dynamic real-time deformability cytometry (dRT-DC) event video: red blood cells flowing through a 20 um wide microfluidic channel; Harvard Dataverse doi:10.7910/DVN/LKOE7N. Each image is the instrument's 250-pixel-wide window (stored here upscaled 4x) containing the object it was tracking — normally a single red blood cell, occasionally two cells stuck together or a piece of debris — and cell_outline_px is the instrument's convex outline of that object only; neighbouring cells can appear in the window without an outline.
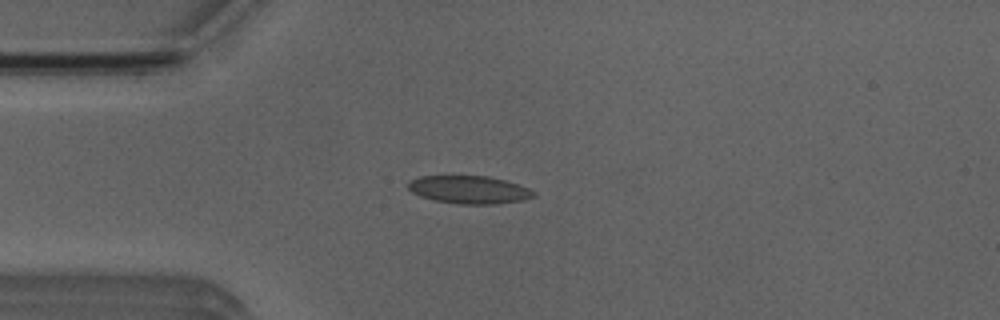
{"species": "Egyptian fruit bat (a non-hibernating species)", "species_latin": "Rousettus aegyptiacus", "temperature_condition": "room temperature", "stored_images_in_passage": 42, "camera_frame_rate_fps": 3000, "um_per_image_px": 0.085, "animal": {"sex": "male"}, "frame": {"image": 1, "passage_image": 4, "time_ms": 1.0, "image_size_px": [1000, 320], "cell_outline_px": [[536, 196], [524, 200], [496, 204], [460, 204], [436, 200], [420, 196], [412, 192], [408, 188], [408, 180], [420, 176], [488, 176], [504, 180], [528, 188], [536, 192]], "centroid_in_image_um": [39.88, 16.12], "position_along_channel_um": 45.1, "area_um2": 20.35}}
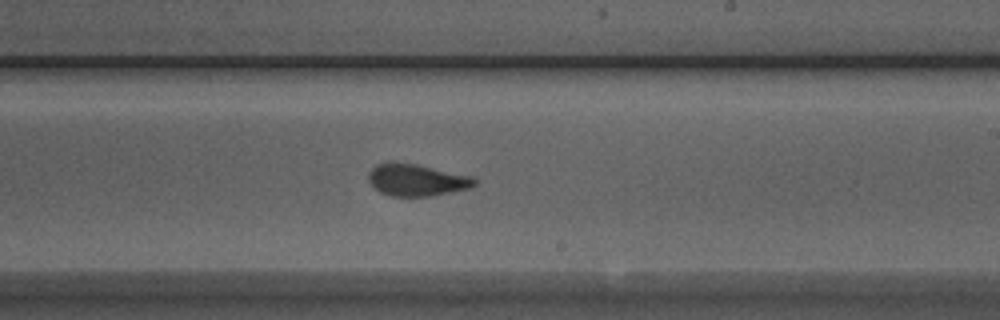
{"frame": {"image": 2, "passage_image": 21, "time_ms": 6.667, "image_size_px": [1000, 320], "cell_outline_px": [[476, 184], [472, 188], [432, 196], [392, 196], [380, 192], [368, 180], [368, 172], [376, 164], [388, 160], [396, 160], [416, 164], [472, 176], [476, 180]], "centroid_in_image_um": [35.39, 15.27], "position_along_channel_um": 253.6, "area_um2": 20.11}}
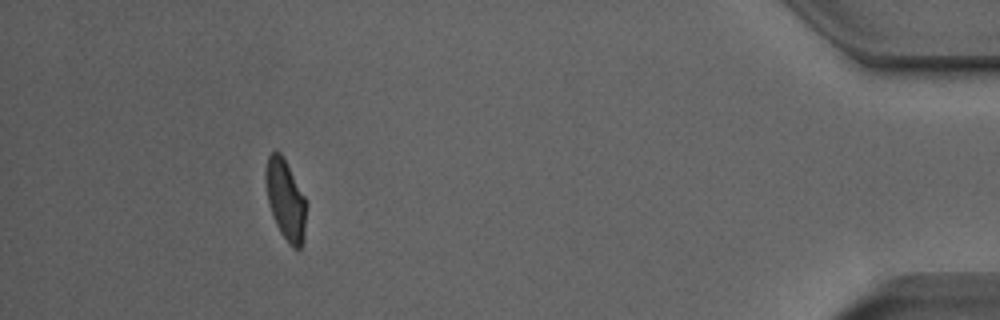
{"frame": {"image": 3, "passage_image": 38, "time_ms": 12.333, "image_size_px": [1000, 320], "cell_outline_px": [[304, 240], [300, 248], [292, 248], [288, 244], [280, 232], [272, 216], [268, 204], [264, 180], [264, 172], [268, 156], [272, 152], [280, 152], [304, 196]], "centroid_in_image_um": [24.21, 17.0], "position_along_channel_um": 411.0, "area_um2": 18.67}, "authors_computed_cell_mechanics": {"area_um2": 19.941, "velocity_mm_per_s": 3.9373, "shape_relaxation_time_tau1_ms": 7.0304, "shape_relaxation_time_tau2_ms": 0.9504, "deformation_change_tau1": 0.1772, "deformation_change_tau2": 0.0556}}